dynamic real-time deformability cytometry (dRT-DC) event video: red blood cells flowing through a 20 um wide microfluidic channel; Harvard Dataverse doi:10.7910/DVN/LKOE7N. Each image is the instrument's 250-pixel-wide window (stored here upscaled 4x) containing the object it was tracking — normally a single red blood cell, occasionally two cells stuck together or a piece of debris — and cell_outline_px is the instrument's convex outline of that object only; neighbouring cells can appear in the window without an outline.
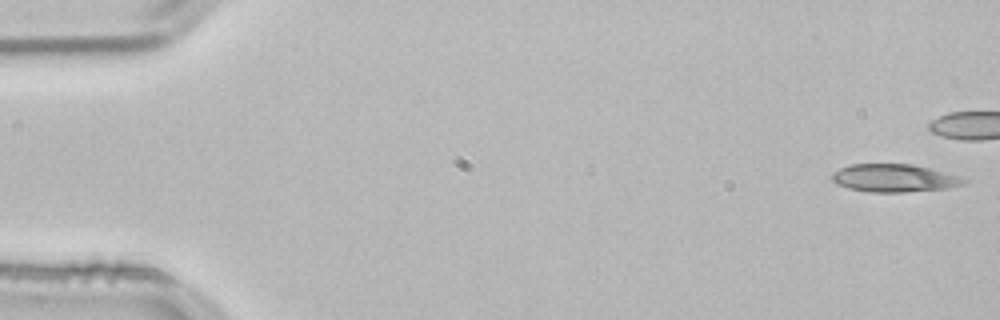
{"species": "common noctule bat (a hibernating species)", "species_latin": "Nyctalus noctula", "temperature_condition": "room temperature", "stored_images_in_passage": 41, "camera_frame_rate_fps": 3000, "um_per_image_px": 0.085, "animal": {"sex": "male", "body_mass_g": 21.5, "forearm_length_mm": 52.0}, "frame": {"image": 1, "passage_image": 1, "time_ms": 0.0, "image_size_px": [1000, 320], "cell_outline_px": [[968, 180], [964, 184], [948, 188], [904, 192], [868, 192], [848, 188], [836, 184], [832, 180], [832, 172], [840, 168], [852, 164], [912, 164], [944, 172]], "centroid_in_image_um": [75.96, 15.14], "position_along_channel_um": 9.0, "area_um2": 21.27}}
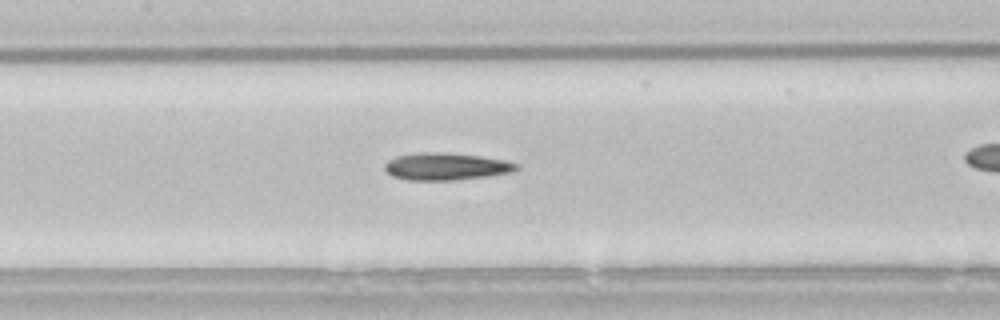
{"frame": {"image": 2, "passage_image": 24, "time_ms": 7.667, "image_size_px": [1000, 320], "cell_outline_px": [[520, 168], [512, 172], [488, 176], [452, 180], [408, 180], [392, 176], [384, 168], [384, 164], [388, 160], [396, 156], [424, 152], [440, 152], [480, 156], [504, 160], [520, 164]], "centroid_in_image_um": [37.93, 14.15], "position_along_channel_um": 169.5, "area_um2": 20.87}}